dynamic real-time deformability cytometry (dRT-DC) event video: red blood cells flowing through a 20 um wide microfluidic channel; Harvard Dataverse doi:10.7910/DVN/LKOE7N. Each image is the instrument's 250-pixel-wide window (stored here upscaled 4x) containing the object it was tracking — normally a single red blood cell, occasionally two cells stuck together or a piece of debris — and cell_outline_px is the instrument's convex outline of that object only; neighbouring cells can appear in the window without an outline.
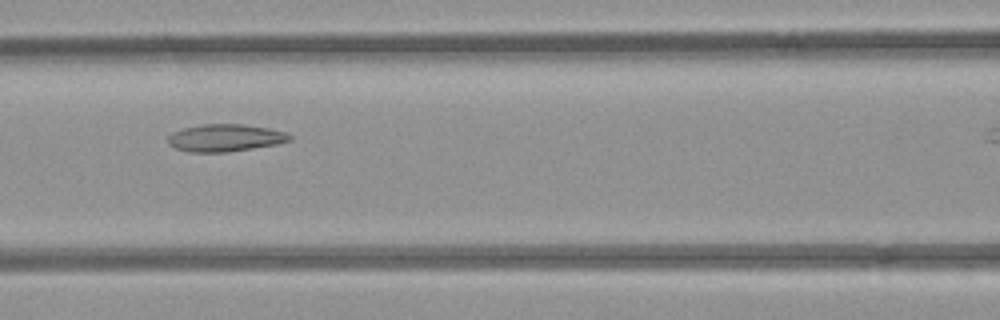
{"species": "common noctule bat (a hibernating species)", "species_latin": "Nyctalus noctula", "temperature_condition": "room temperature", "stored_images_in_passage": 6, "camera_frame_rate_fps": 3000, "um_per_image_px": 0.085, "animal": {"sex": "female", "body_mass_g": 21.9}, "frame": {"image": 1, "passage_image": 3, "time_ms": 2.0, "image_size_px": [1000, 320], "cell_outline_px": [[292, 140], [276, 144], [228, 152], [188, 152], [176, 148], [168, 144], [168, 136], [172, 132], [184, 128], [200, 124], [244, 124], [268, 128], [284, 132], [292, 136]], "centroid_in_image_um": [19.12, 11.71], "position_along_channel_um": 147.5, "area_um2": 19.36}}
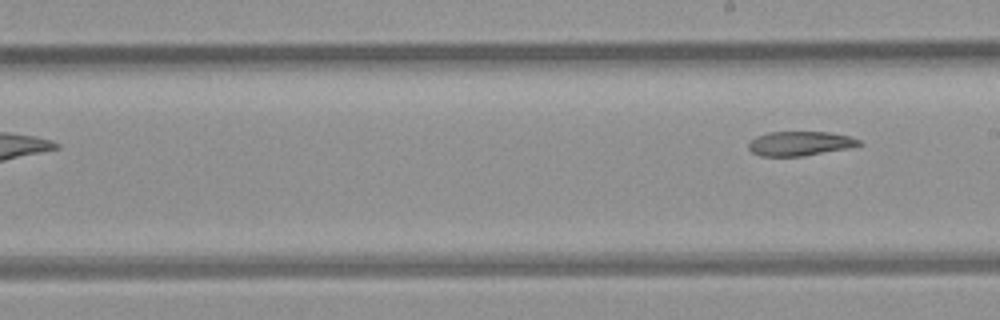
{"frame": {"image": 2, "passage_image": 6, "time_ms": 5.667, "image_size_px": [1000, 320], "cell_outline_px": [[864, 144], [848, 148], [804, 156], [760, 156], [752, 152], [748, 148], [748, 144], [756, 136], [768, 132], [828, 132], [848, 136], [860, 140]], "centroid_in_image_um": [67.99, 12.2], "position_along_channel_um": 221.0, "area_um2": 15.66}}